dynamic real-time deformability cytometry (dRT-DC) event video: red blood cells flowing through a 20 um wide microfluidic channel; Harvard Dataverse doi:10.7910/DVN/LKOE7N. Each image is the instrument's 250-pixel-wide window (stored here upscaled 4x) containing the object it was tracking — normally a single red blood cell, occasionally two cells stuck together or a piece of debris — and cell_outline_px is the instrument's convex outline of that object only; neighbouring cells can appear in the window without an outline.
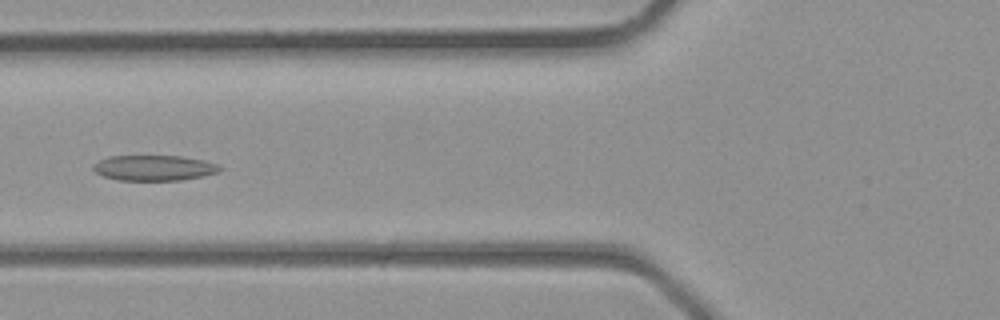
{"species": "common noctule bat (a hibernating species)", "species_latin": "Nyctalus noctula", "temperature_condition": "room temperature", "stored_images_in_passage": 29, "camera_frame_rate_fps": 3000, "um_per_image_px": 0.085, "animal": {"sex": "male", "body_mass_g": 23.1, "forearm_length_mm": 52.7}, "frame": {"image": 1, "passage_image": 6, "time_ms": 1.667, "image_size_px": [1000, 320], "cell_outline_px": [[224, 168], [216, 172], [200, 176], [180, 180], [120, 180], [104, 176], [96, 172], [92, 168], [92, 164], [108, 156], [180, 156], [220, 164]], "centroid_in_image_um": [13.07, 14.26], "position_along_channel_um": 112.7, "area_um2": 18.55}}
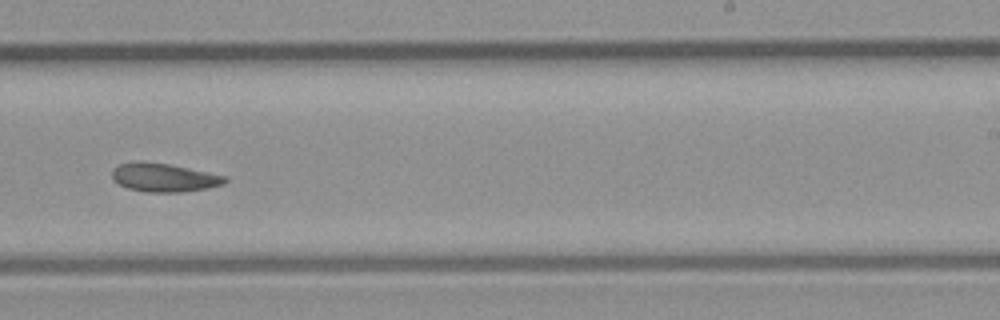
{"frame": {"image": 2, "passage_image": 15, "time_ms": 4.667, "image_size_px": [1000, 320], "cell_outline_px": [[228, 180], [224, 184], [208, 188], [180, 192], [144, 192], [128, 188], [112, 180], [112, 168], [120, 164], [136, 160], [140, 160], [172, 164], [228, 176]], "centroid_in_image_um": [13.94, 15.07], "position_along_channel_um": 275.1, "area_um2": 19.19}}
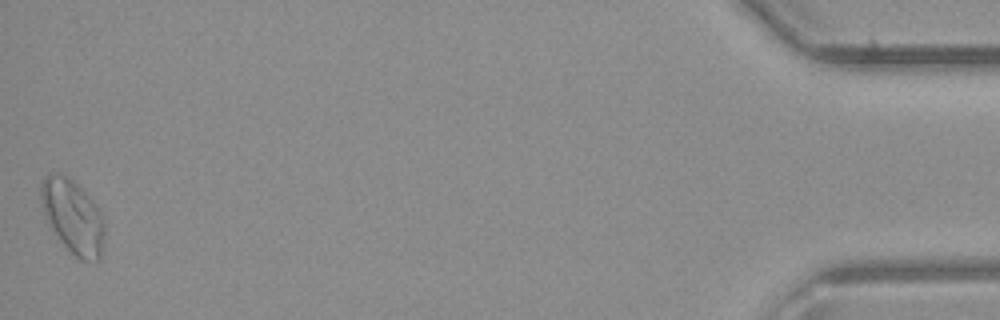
{"frame": {"image": 3, "passage_image": 29, "time_ms": 9.333, "image_size_px": [1000, 320], "cell_outline_px": [[104, 244], [100, 256], [96, 264], [80, 260], [64, 244], [52, 228], [44, 216], [40, 200], [40, 188], [44, 176], [48, 172], [56, 172], [72, 180], [88, 196], [100, 212], [104, 220]], "centroid_in_image_um": [6.19, 18.42], "position_along_channel_um": 429.0, "area_um2": 27.22}}